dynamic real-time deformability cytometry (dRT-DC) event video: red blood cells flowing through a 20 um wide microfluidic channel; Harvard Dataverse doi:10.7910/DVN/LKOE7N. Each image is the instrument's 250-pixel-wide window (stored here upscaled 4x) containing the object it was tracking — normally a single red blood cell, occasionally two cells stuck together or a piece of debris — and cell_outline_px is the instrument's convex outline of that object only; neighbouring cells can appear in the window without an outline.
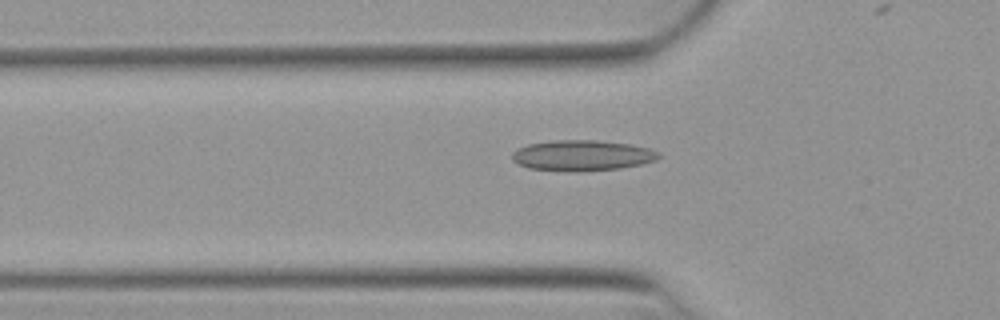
{"species": "Egyptian fruit bat (a non-hibernating species)", "species_latin": "Rousettus aegyptiacus", "temperature_condition": "warm", "stored_images_in_passage": 34, "camera_frame_rate_fps": 3000, "um_per_image_px": 0.085, "animal": {"sex": "female"}, "frame": {"image": 1, "passage_image": 4, "time_ms": 1.0, "image_size_px": [1000, 320], "cell_outline_px": [[664, 156], [656, 160], [644, 164], [620, 168], [580, 172], [568, 172], [528, 168], [512, 160], [512, 152], [516, 148], [528, 144], [556, 140], [596, 140], [632, 144], [648, 148], [660, 152]], "centroid_in_image_um": [49.52, 13.22], "position_along_channel_um": 76.3, "area_um2": 26.65}}
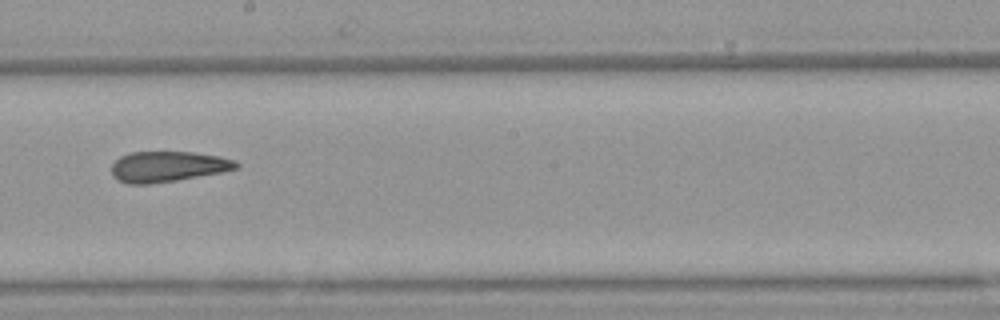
{"frame": {"image": 2, "passage_image": 16, "time_ms": 5.0, "image_size_px": [1000, 320], "cell_outline_px": [[240, 168], [220, 172], [176, 180], [148, 184], [128, 184], [112, 176], [112, 164], [120, 156], [132, 152], [192, 152], [220, 156], [236, 160], [240, 164]], "centroid_in_image_um": [14.28, 14.15], "position_along_channel_um": 233.9, "area_um2": 22.14}}
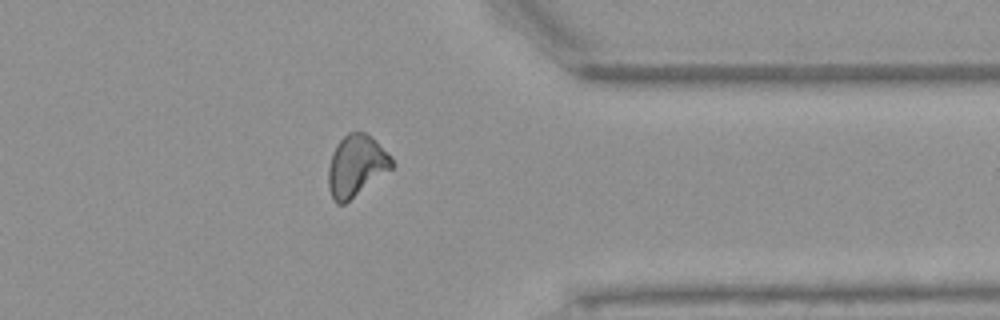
{"frame": {"image": 3, "passage_image": 28, "time_ms": 9.0, "image_size_px": [1000, 320], "cell_outline_px": [[396, 164], [392, 168], [344, 204], [336, 204], [332, 200], [328, 188], [328, 168], [332, 152], [336, 144], [348, 132], [364, 132], [372, 136], [392, 156]], "centroid_in_image_um": [30.28, 14.08], "position_along_channel_um": 381.1, "area_um2": 22.95}, "authors_computed_cell_mechanics": {"area_um2": 22.7732, "velocity_mm_per_s": 3.934, "shape_relaxation_time_tau1_ms": null, "shape_relaxation_time_tau2_ms": 4.1098, "deformation_change_tau1": null, "deformation_change_tau2": 0.1258}}